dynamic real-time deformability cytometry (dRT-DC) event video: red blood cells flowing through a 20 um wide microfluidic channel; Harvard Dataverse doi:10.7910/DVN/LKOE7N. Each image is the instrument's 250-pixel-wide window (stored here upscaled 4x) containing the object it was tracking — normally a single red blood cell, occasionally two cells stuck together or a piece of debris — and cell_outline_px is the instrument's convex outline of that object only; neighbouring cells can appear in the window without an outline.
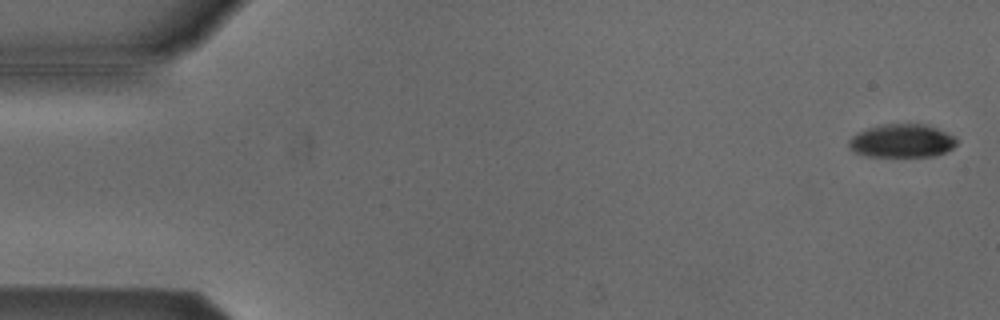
{"species": "Egyptian fruit bat (a non-hibernating species)", "species_latin": "Rousettus aegyptiacus", "temperature_condition": "cold", "stored_images_in_passage": 54, "camera_frame_rate_fps": 3000, "um_per_image_px": 0.085, "animal": {"sex": "male"}, "frame": {"image": 1, "passage_image": 2, "time_ms": 0.333, "image_size_px": [1000, 320], "cell_outline_px": [[956, 144], [952, 148], [936, 156], [868, 156], [856, 152], [848, 144], [848, 140], [856, 132], [868, 128], [884, 124], [924, 124], [936, 128], [952, 136], [956, 140]], "centroid_in_image_um": [76.63, 11.97], "position_along_channel_um": 8.4, "area_um2": 20.63}}
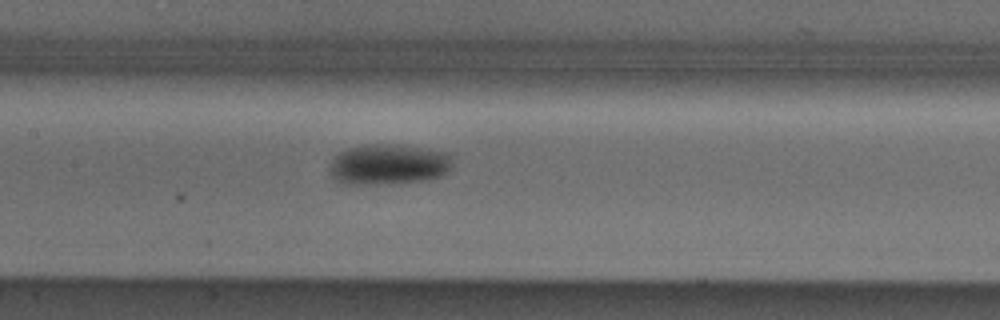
{"frame": {"image": 2, "passage_image": 26, "time_ms": 8.333, "image_size_px": [1000, 320], "cell_outline_px": [[452, 164], [448, 172], [440, 176], [424, 180], [400, 184], [340, 184], [332, 176], [332, 160], [340, 152], [348, 148], [364, 144], [400, 144], [452, 152]], "centroid_in_image_um": [33.09, 13.97], "position_along_channel_um": 174.3, "area_um2": 29.59}}
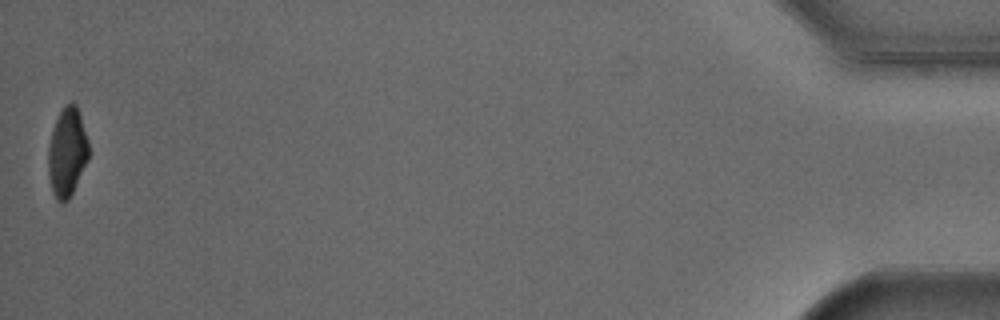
{"frame": {"image": 3, "passage_image": 54, "time_ms": 17.667, "image_size_px": [1000, 320], "cell_outline_px": [[88, 160], [68, 200], [64, 204], [60, 204], [56, 200], [52, 192], [48, 172], [48, 148], [52, 132], [56, 120], [64, 104], [72, 100], [76, 104], [80, 112], [88, 140]], "centroid_in_image_um": [5.7, 12.93], "position_along_channel_um": 429.5, "area_um2": 21.1}, "authors_computed_cell_mechanics": {"area_um2": 24.1604, "velocity_mm_per_s": 3.8217, "shape_relaxation_time_tau1_ms": 2.8107, "shape_relaxation_time_tau2_ms": null, "deformation_change_tau1": 0.1108, "deformation_change_tau2": null}}